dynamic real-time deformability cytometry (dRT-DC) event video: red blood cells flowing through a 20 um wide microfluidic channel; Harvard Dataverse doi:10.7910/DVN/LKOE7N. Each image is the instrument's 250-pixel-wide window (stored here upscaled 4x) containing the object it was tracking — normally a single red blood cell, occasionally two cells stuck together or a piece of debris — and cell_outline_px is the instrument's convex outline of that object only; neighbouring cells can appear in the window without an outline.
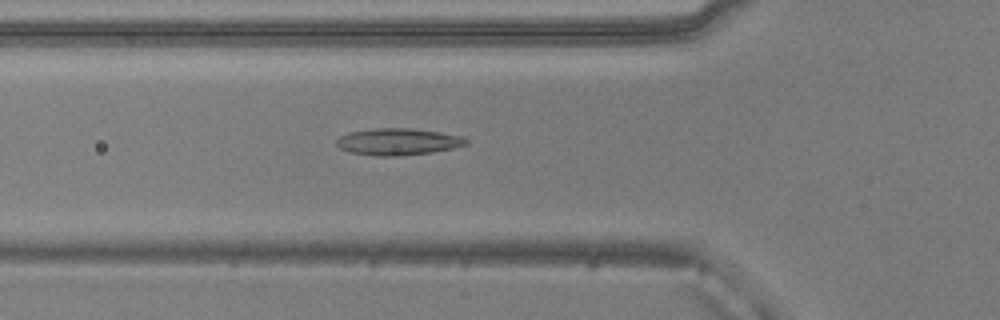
{"species": "common noctule bat (a hibernating species)", "species_latin": "Nyctalus noctula", "temperature_condition": "warm", "stored_images_in_passage": 51, "camera_frame_rate_fps": 3000, "um_per_image_px": 0.085, "animal": {"sex": "male", "body_mass_g": 20.5, "forearm_length_mm": 52.5}, "frame": {"image": 1, "passage_image": 17, "time_ms": 5.333, "image_size_px": [1000, 320], "cell_outline_px": [[468, 144], [452, 148], [432, 152], [400, 156], [376, 156], [352, 152], [340, 148], [336, 144], [336, 140], [340, 136], [348, 132], [372, 128], [408, 128], [464, 136], [468, 140]], "centroid_in_image_um": [33.82, 12.04], "position_along_channel_um": 92.0, "area_um2": 20.17}}
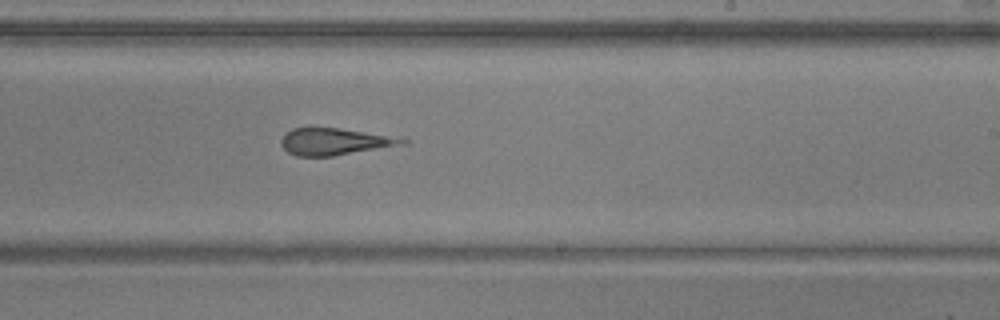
{"frame": {"image": 2, "passage_image": 30, "time_ms": 9.667, "image_size_px": [1000, 320], "cell_outline_px": [[408, 144], [332, 156], [296, 156], [288, 152], [280, 144], [280, 140], [292, 128], [308, 124], [340, 128], [408, 140]], "centroid_in_image_um": [28.33, 12.0], "position_along_channel_um": 260.7, "area_um2": 19.25}}
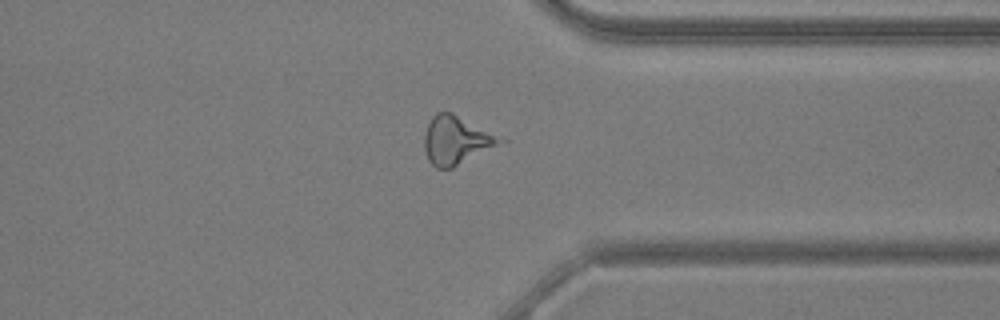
{"frame": {"image": 3, "passage_image": 39, "time_ms": 12.667, "image_size_px": [1000, 320], "cell_outline_px": [[508, 140], [452, 168], [436, 168], [428, 160], [424, 148], [424, 136], [428, 124], [432, 116], [436, 112], [452, 112]], "centroid_in_image_um": [38.77, 11.91], "position_along_channel_um": 372.6, "area_um2": 21.21}, "authors_computed_cell_mechanics": {"area_um2": 19.9988, "velocity_mm_per_s": 3.8839, "shape_relaxation_time_tau1_ms": null, "shape_relaxation_time_tau2_ms": 1.9599, "deformation_change_tau1": null, "deformation_change_tau2": 0.1282}}